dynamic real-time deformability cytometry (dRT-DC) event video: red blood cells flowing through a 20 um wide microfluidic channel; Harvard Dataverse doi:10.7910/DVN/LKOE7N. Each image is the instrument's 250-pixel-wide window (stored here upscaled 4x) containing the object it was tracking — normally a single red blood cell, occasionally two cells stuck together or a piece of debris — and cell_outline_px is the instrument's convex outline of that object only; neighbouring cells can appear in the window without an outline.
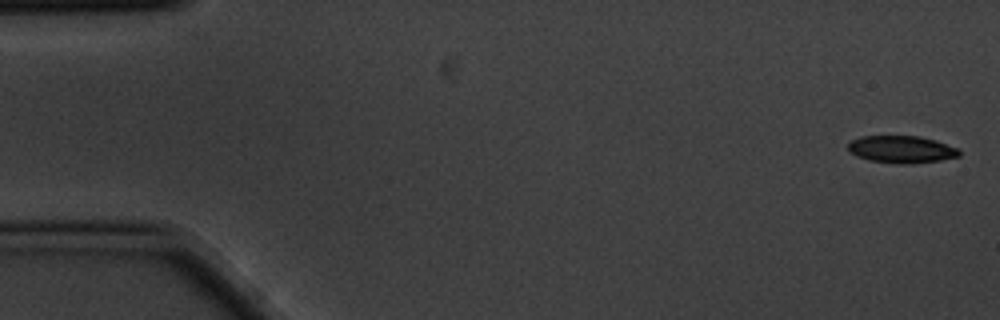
{"species": "common noctule bat (a hibernating species)", "species_latin": "Nyctalus noctula", "temperature_condition": "cold", "stored_images_in_passage": 5, "camera_frame_rate_fps": 3000, "um_per_image_px": 0.085, "animal": {"sex": "male", "body_mass_g": 20.1, "forearm_length_mm": 53.5}, "frame": {"image": 1, "passage_image": 1, "time_ms": 0.0, "image_size_px": [1000, 320], "cell_outline_px": [[960, 156], [940, 160], [912, 164], [904, 164], [868, 160], [856, 156], [848, 152], [848, 144], [852, 140], [860, 136], [920, 136], [936, 140], [960, 148]], "centroid_in_image_um": [76.64, 12.69], "position_along_channel_um": 8.4, "area_um2": 17.86}}
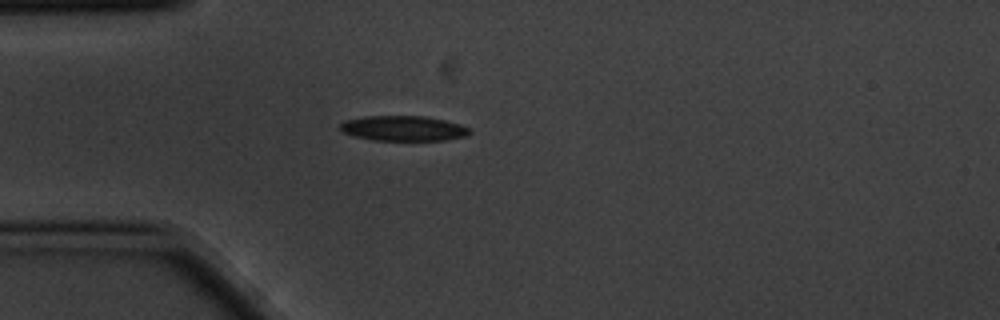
{"frame": {"image": 2, "passage_image": 5, "time_ms": 1.333, "image_size_px": [1000, 320], "cell_outline_px": [[472, 132], [468, 136], [444, 140], [372, 140], [356, 136], [344, 132], [340, 128], [340, 124], [344, 120], [364, 116], [424, 116], [444, 120], [460, 124], [468, 128]], "centroid_in_image_um": [34.3, 10.9], "position_along_channel_um": 50.7, "area_um2": 18.9}}